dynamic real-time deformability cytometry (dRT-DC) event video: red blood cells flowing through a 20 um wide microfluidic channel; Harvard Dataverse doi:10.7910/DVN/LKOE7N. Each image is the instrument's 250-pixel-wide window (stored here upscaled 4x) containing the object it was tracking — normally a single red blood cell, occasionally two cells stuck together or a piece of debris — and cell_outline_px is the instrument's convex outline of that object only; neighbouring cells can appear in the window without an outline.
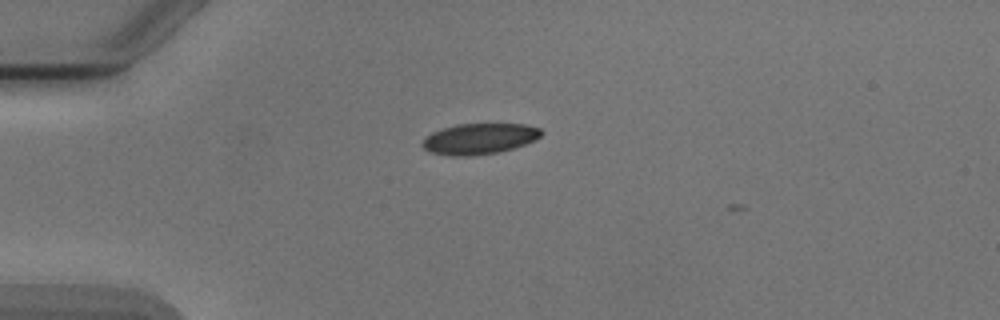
{"species": "Egyptian fruit bat (a non-hibernating species)", "species_latin": "Rousettus aegyptiacus", "temperature_condition": "cold", "stored_images_in_passage": 1, "camera_frame_rate_fps": 3000, "um_per_image_px": 0.085, "animal": {"sex": "male"}, "frame": {"image": 1, "passage_image": 1, "time_ms": 0.0, "image_size_px": [1000, 320], "cell_outline_px": [[544, 132], [536, 140], [500, 152], [472, 156], [448, 156], [428, 152], [420, 144], [432, 132], [444, 128], [460, 124], [524, 124], [540, 128]], "centroid_in_image_um": [40.75, 11.81], "position_along_channel_um": 44.3, "area_um2": 21.39}}